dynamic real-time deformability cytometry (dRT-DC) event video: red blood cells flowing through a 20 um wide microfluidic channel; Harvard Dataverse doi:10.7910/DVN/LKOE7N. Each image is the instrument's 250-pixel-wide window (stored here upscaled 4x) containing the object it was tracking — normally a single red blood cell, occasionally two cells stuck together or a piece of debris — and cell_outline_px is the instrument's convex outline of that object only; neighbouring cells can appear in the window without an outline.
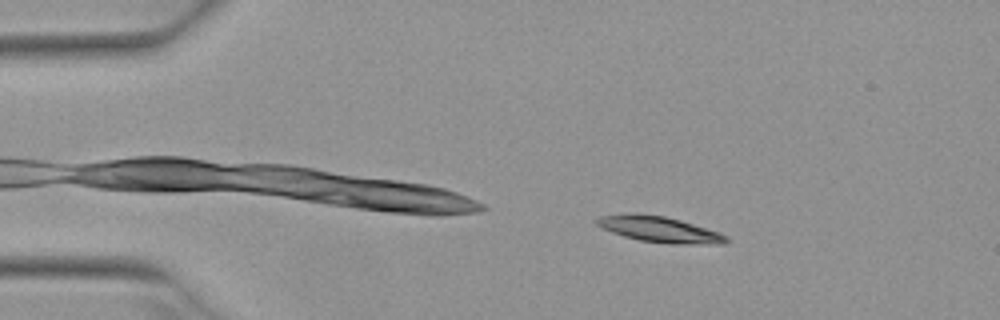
{"species": "Egyptian fruit bat (a non-hibernating species)", "species_latin": "Rousettus aegyptiacus", "temperature_condition": "warm", "stored_images_in_passage": 49, "camera_frame_rate_fps": 3000, "um_per_image_px": 0.085, "animal": {"sex": "female"}, "frame": {"image": 1, "passage_image": 5, "time_ms": 1.333, "image_size_px": [1000, 320], "cell_outline_px": [[728, 240], [720, 244], [672, 244], [640, 240], [624, 236], [612, 232], [596, 224], [596, 220], [600, 216], [636, 212], [664, 216], [680, 220], [720, 232], [728, 236]], "centroid_in_image_um": [56.07, 19.49], "position_along_channel_um": 28.9, "area_um2": 19.42}}
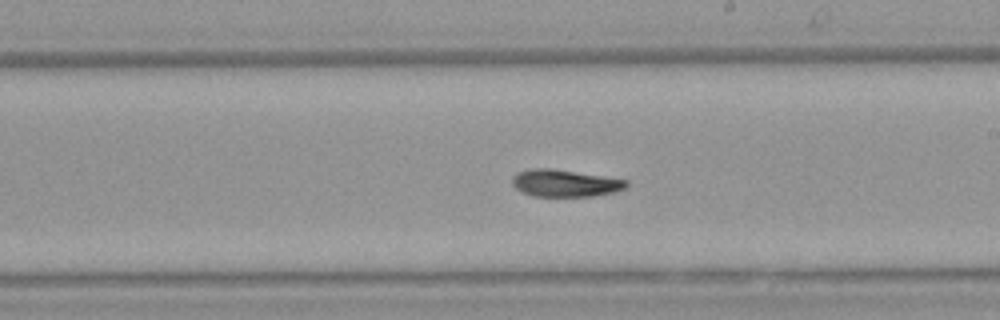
{"frame": {"image": 2, "passage_image": 26, "time_ms": 8.333, "image_size_px": [1000, 320], "cell_outline_px": [[628, 184], [624, 188], [612, 192], [592, 196], [532, 196], [516, 188], [512, 184], [512, 176], [516, 172], [528, 168], [552, 168], [604, 176], [628, 180]], "centroid_in_image_um": [47.97, 15.55], "position_along_channel_um": 241.0, "area_um2": 18.03}}
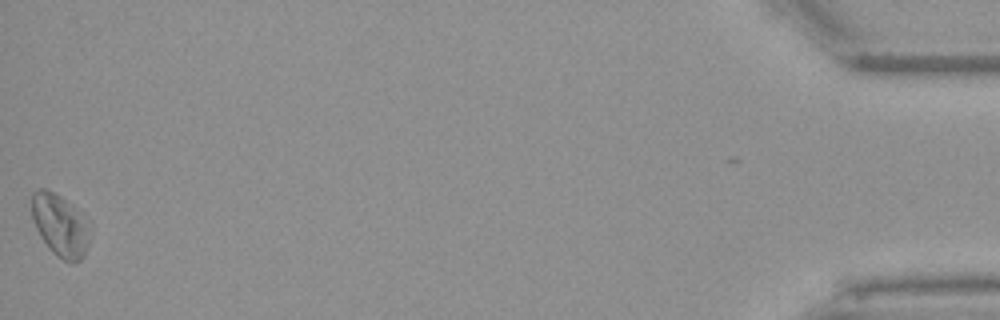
{"frame": {"image": 3, "passage_image": 48, "time_ms": 15.667, "image_size_px": [1000, 320], "cell_outline_px": [[92, 232], [84, 256], [80, 260], [72, 264], [56, 256], [48, 248], [40, 236], [36, 228], [32, 216], [32, 192], [36, 188], [48, 188], [72, 204], [92, 224]], "centroid_in_image_um": [5.15, 19.15], "position_along_channel_um": 430.0, "area_um2": 21.73}, "authors_computed_cell_mechanics": {"area_um2": 18.5538, "velocity_mm_per_s": 3.9093, "shape_relaxation_time_tau1_ms": 4.4885, "shape_relaxation_time_tau2_ms": null, "deformation_change_tau1": 0.1454, "deformation_change_tau2": null}}